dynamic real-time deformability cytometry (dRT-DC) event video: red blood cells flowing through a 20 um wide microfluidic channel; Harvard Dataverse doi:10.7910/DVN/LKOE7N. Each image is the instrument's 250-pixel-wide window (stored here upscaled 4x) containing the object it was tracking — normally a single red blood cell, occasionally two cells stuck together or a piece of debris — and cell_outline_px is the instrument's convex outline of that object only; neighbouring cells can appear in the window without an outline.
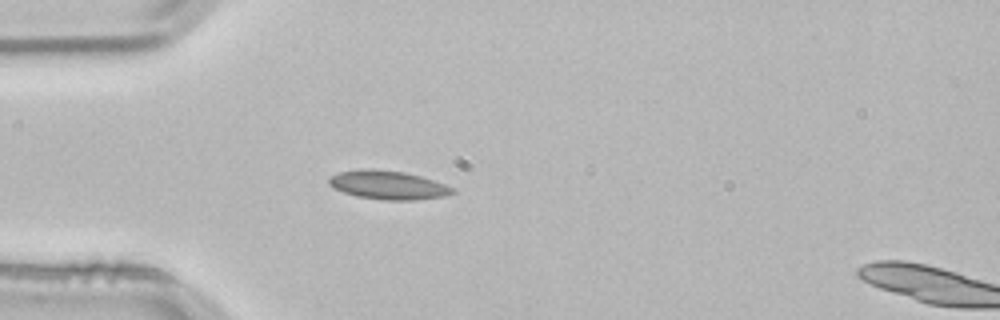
{"species": "common noctule bat (a hibernating species)", "species_latin": "Nyctalus noctula", "temperature_condition": "room temperature", "stored_images_in_passage": 39, "camera_frame_rate_fps": 3000, "um_per_image_px": 0.085, "animal": {"sex": "male", "body_mass_g": 21.5, "forearm_length_mm": 52.0}, "frame": {"image": 1, "passage_image": 1, "time_ms": 0.0, "image_size_px": [1000, 320], "cell_outline_px": [[456, 192], [444, 196], [412, 200], [384, 200], [356, 196], [344, 192], [328, 184], [328, 176], [340, 172], [360, 168], [372, 168], [404, 172], [420, 176], [444, 184], [452, 188]], "centroid_in_image_um": [32.94, 15.71], "position_along_channel_um": 52.1, "area_um2": 20.58}}
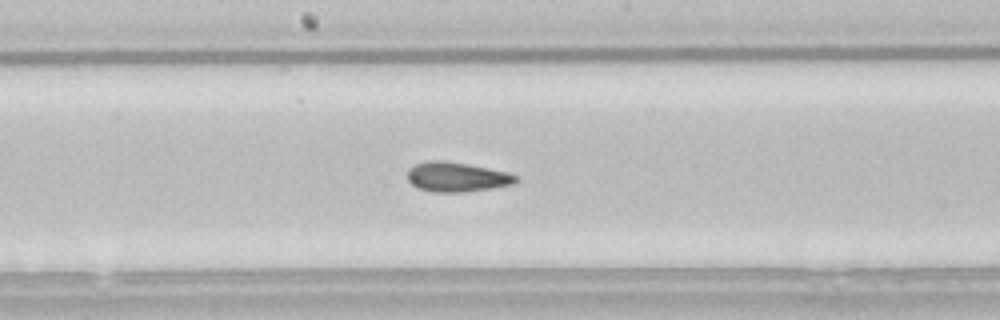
{"frame": {"image": 2, "passage_image": 14, "time_ms": 4.333, "image_size_px": [1000, 320], "cell_outline_px": [[520, 180], [512, 184], [464, 192], [432, 192], [420, 188], [412, 184], [408, 180], [408, 168], [416, 164], [428, 160], [444, 160], [468, 164], [508, 172], [520, 176]], "centroid_in_image_um": [38.84, 15.03], "position_along_channel_um": 209.4, "area_um2": 18.73}}
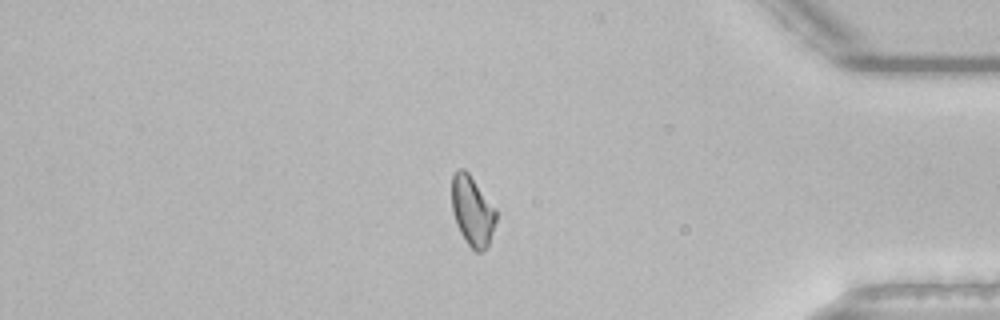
{"frame": {"image": 3, "passage_image": 31, "time_ms": 10.0, "image_size_px": [1000, 320], "cell_outline_px": [[496, 220], [488, 248], [480, 252], [476, 252], [468, 244], [460, 232], [456, 224], [452, 212], [452, 176], [456, 168], [464, 168], [468, 172], [496, 208]], "centroid_in_image_um": [40.15, 17.92], "position_along_channel_um": 395.1, "area_um2": 18.21}, "authors_computed_cell_mechanics": {"area_um2": 18.3804, "velocity_mm_per_s": 3.8269, "shape_relaxation_time_tau1_ms": null, "shape_relaxation_time_tau2_ms": 1.4909, "deformation_change_tau1": null, "deformation_change_tau2": 0.0472}}